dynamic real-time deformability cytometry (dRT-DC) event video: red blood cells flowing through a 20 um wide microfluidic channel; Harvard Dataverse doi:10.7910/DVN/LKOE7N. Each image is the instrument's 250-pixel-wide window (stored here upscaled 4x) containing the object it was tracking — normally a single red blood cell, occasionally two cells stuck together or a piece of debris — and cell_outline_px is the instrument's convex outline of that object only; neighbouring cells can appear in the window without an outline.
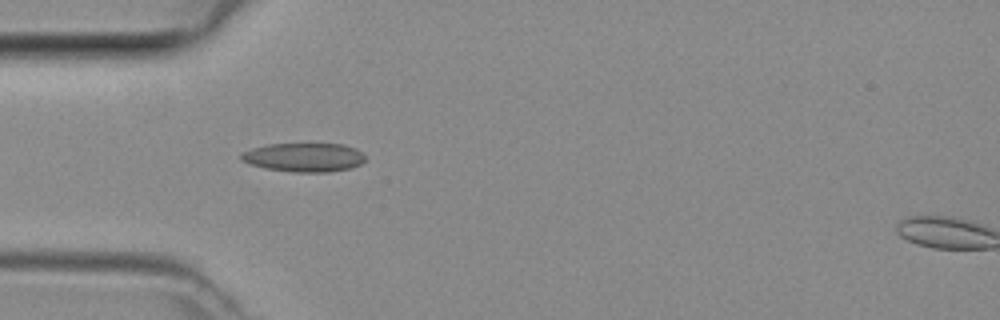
{"species": "common noctule bat (a hibernating species)", "species_latin": "Nyctalus noctula", "temperature_condition": "room temperature", "stored_images_in_passage": 5, "camera_frame_rate_fps": 3000, "um_per_image_px": 0.085, "animal": {"sex": "female", "body_mass_g": 29.2, "forearm_length_mm": 56.3}, "frame": {"image": 1, "passage_image": 4, "time_ms": 1.0, "image_size_px": [1000, 320], "cell_outline_px": [[364, 160], [360, 164], [348, 168], [328, 172], [296, 172], [264, 168], [248, 164], [240, 160], [240, 152], [252, 148], [268, 144], [308, 140], [344, 144], [356, 148], [364, 156]], "centroid_in_image_um": [25.79, 13.31], "position_along_channel_um": 59.2, "area_um2": 21.96}}